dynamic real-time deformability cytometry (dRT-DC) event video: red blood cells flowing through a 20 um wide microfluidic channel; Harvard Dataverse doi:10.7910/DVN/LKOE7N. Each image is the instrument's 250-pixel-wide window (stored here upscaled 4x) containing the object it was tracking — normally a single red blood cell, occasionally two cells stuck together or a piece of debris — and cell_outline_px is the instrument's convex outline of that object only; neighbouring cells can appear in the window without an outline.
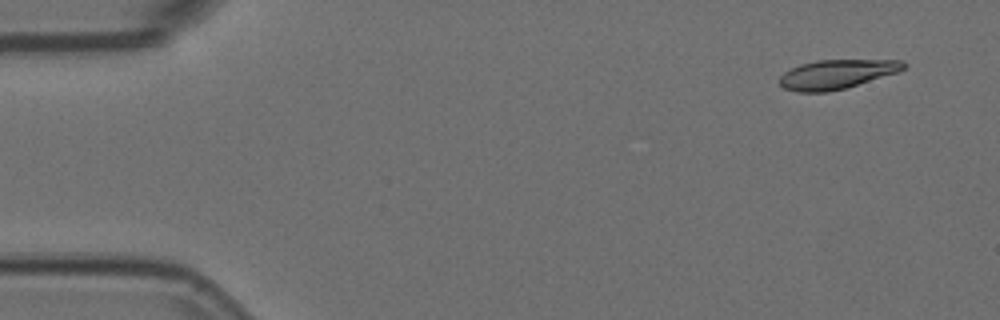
{"species": "Egyptian fruit bat (a non-hibernating species)", "species_latin": "Rousettus aegyptiacus", "temperature_condition": "room temperature", "stored_images_in_passage": 44, "camera_frame_rate_fps": 3000, "um_per_image_px": 0.085, "animal": {"sex": "female"}, "frame": {"image": 1, "passage_image": 1, "time_ms": 0.0, "image_size_px": [1000, 320], "cell_outline_px": [[908, 64], [904, 68], [896, 72], [844, 88], [828, 92], [800, 92], [784, 88], [776, 80], [784, 72], [800, 64], [816, 60], [904, 60]], "centroid_in_image_um": [71.07, 6.3], "position_along_channel_um": 13.9, "area_um2": 20.92}}
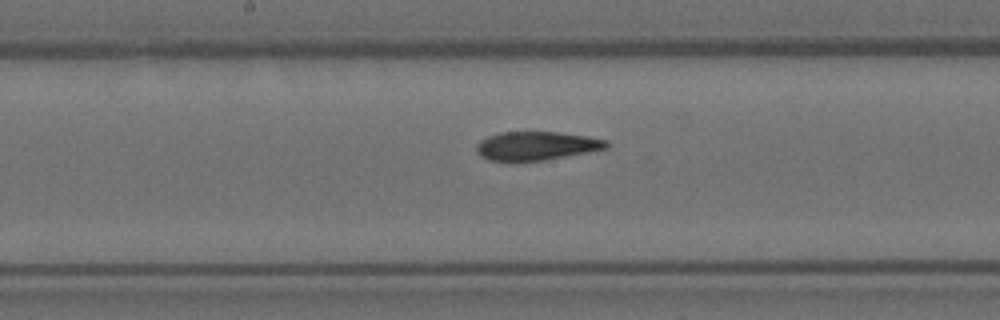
{"frame": {"image": 2, "passage_image": 25, "time_ms": 8.0, "image_size_px": [1000, 320], "cell_outline_px": [[608, 148], [544, 160], [512, 164], [508, 164], [488, 160], [480, 156], [476, 152], [476, 144], [480, 140], [488, 136], [500, 132], [560, 132], [588, 136], [608, 140]], "centroid_in_image_um": [45.51, 12.43], "position_along_channel_um": 202.7, "area_um2": 22.43}}
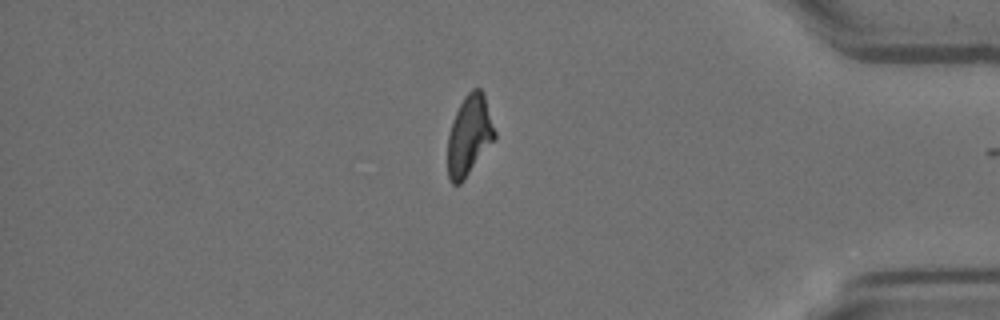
{"frame": {"image": 3, "passage_image": 43, "time_ms": 14.0, "image_size_px": [1000, 320], "cell_outline_px": [[496, 136], [464, 180], [460, 184], [452, 184], [448, 180], [448, 136], [452, 120], [464, 96], [472, 88], [480, 88], [484, 92], [496, 132]], "centroid_in_image_um": [39.88, 11.49], "position_along_channel_um": 395.3, "area_um2": 21.91}, "authors_computed_cell_mechanics": {"area_um2": 22.542, "velocity_mm_per_s": 3.7577, "shape_relaxation_time_tau1_ms": null, "shape_relaxation_time_tau2_ms": 3.4223, "deformation_change_tau1": null, "deformation_change_tau2": 0.0983}}